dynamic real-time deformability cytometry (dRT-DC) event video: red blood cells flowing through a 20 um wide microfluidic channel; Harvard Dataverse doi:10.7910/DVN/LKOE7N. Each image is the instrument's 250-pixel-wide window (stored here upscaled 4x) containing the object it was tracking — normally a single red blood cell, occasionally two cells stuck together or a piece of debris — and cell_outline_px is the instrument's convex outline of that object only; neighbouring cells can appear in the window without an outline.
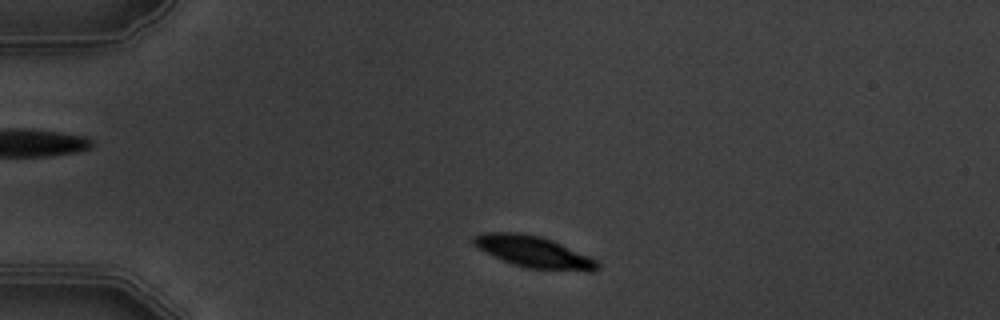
{"species": "common noctule bat (a hibernating species)", "species_latin": "Nyctalus noctula", "temperature_condition": "warm", "stored_images_in_passage": 2, "camera_frame_rate_fps": 3000, "um_per_image_px": 0.085, "animal": {"sex": "male", "body_mass_g": 19.5, "forearm_length_mm": 54.6}, "frame": {"image": 1, "passage_image": 1, "time_ms": 0.0, "image_size_px": [1000, 320], "cell_outline_px": [[600, 268], [596, 272], [588, 272], [528, 268], [512, 264], [484, 252], [472, 244], [472, 236], [480, 232], [516, 232], [540, 236], [552, 240], [588, 256], [596, 260], [600, 264]], "centroid_in_image_um": [45.35, 21.41], "position_along_channel_um": 39.7, "area_um2": 22.95}}